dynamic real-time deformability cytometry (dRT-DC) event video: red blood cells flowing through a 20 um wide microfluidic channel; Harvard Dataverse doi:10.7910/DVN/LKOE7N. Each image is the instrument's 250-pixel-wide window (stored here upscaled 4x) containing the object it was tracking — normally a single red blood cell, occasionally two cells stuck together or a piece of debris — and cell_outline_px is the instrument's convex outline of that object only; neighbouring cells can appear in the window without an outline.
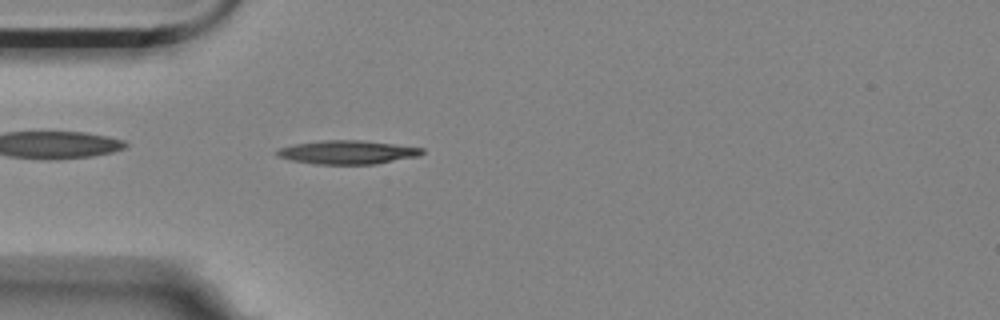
{"species": "Egyptian fruit bat (a non-hibernating species)", "species_latin": "Rousettus aegyptiacus", "temperature_condition": "room temperature", "stored_images_in_passage": 56, "camera_frame_rate_fps": 3000, "um_per_image_px": 0.085, "animal": {"sex": "female"}, "frame": {"image": 1, "passage_image": 15, "time_ms": 4.667, "image_size_px": [1000, 320], "cell_outline_px": [[424, 152], [420, 156], [376, 164], [316, 164], [292, 160], [276, 156], [276, 152], [280, 148], [296, 144], [324, 140], [364, 140], [424, 148]], "centroid_in_image_um": [29.59, 12.94], "position_along_channel_um": 55.4, "area_um2": 19.94}}
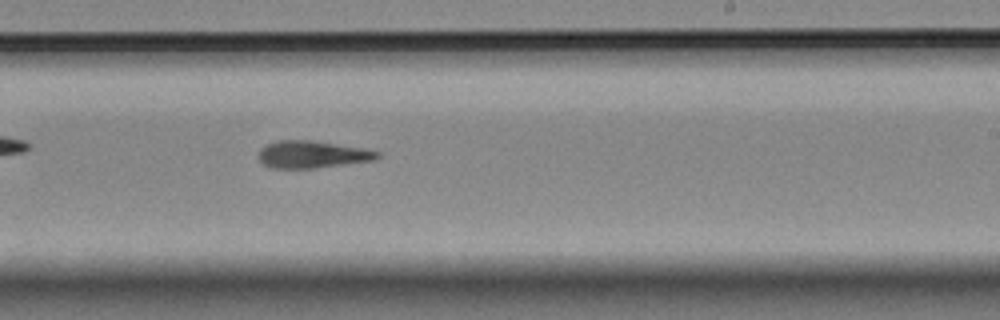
{"frame": {"image": 2, "passage_image": 33, "time_ms": 10.667, "image_size_px": [1000, 320], "cell_outline_px": [[380, 156], [376, 160], [316, 168], [268, 168], [256, 156], [260, 148], [276, 140], [312, 140], [364, 148], [380, 152]], "centroid_in_image_um": [26.52, 13.13], "position_along_channel_um": 262.5, "area_um2": 19.07}}
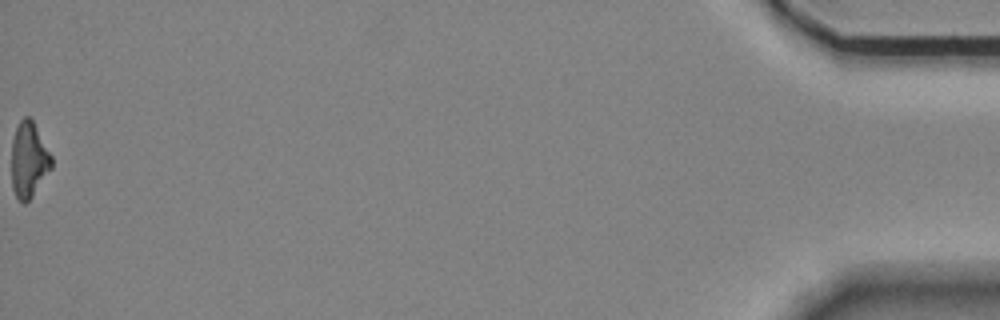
{"frame": {"image": 3, "passage_image": 56, "time_ms": 18.333, "image_size_px": [1000, 320], "cell_outline_px": [[52, 168], [32, 196], [24, 204], [16, 196], [12, 188], [12, 140], [16, 128], [20, 120], [24, 116], [28, 116], [32, 120], [52, 156]], "centroid_in_image_um": [2.45, 13.58], "position_along_channel_um": 432.8, "area_um2": 17.4}}